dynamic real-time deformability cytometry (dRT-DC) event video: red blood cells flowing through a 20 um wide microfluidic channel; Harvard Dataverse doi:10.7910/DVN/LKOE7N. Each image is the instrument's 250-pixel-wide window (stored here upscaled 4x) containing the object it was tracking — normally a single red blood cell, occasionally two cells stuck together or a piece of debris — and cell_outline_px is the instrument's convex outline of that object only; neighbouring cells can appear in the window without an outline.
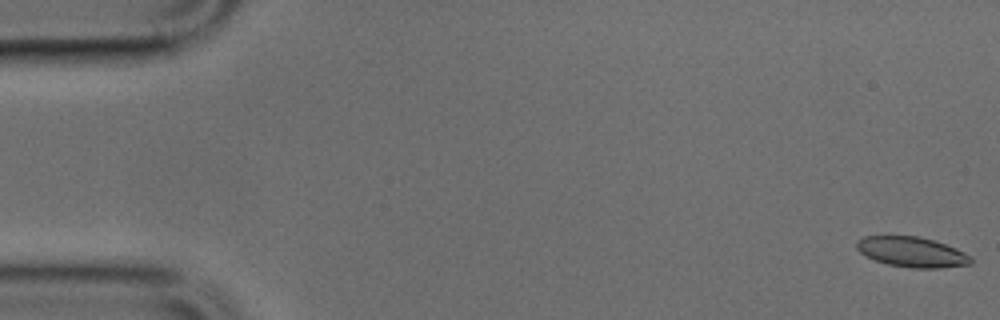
{"species": "common noctule bat (a hibernating species)", "species_latin": "Nyctalus noctula", "temperature_condition": "cold", "stored_images_in_passage": 49, "camera_frame_rate_fps": 3000, "um_per_image_px": 0.085, "animal": {"sex": "male", "body_mass_g": 17.9, "forearm_length_mm": 54.2}, "frame": {"image": 1, "passage_image": 1, "time_ms": 0.0, "image_size_px": [1000, 320], "cell_outline_px": [[972, 264], [936, 268], [912, 268], [888, 264], [864, 256], [856, 248], [856, 240], [864, 236], [920, 236], [956, 248], [972, 256]], "centroid_in_image_um": [77.5, 21.41], "position_along_channel_um": 7.5, "area_um2": 20.11}}
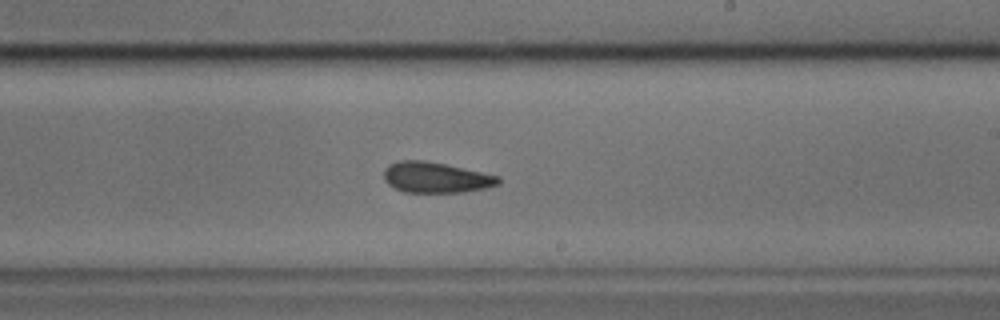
{"frame": {"image": 2, "passage_image": 29, "time_ms": 9.333, "image_size_px": [1000, 320], "cell_outline_px": [[500, 184], [484, 188], [464, 192], [404, 192], [388, 184], [384, 180], [384, 168], [388, 164], [400, 160], [424, 160], [444, 164], [500, 176]], "centroid_in_image_um": [37.02, 15.08], "position_along_channel_um": 252.0, "area_um2": 20.4}}
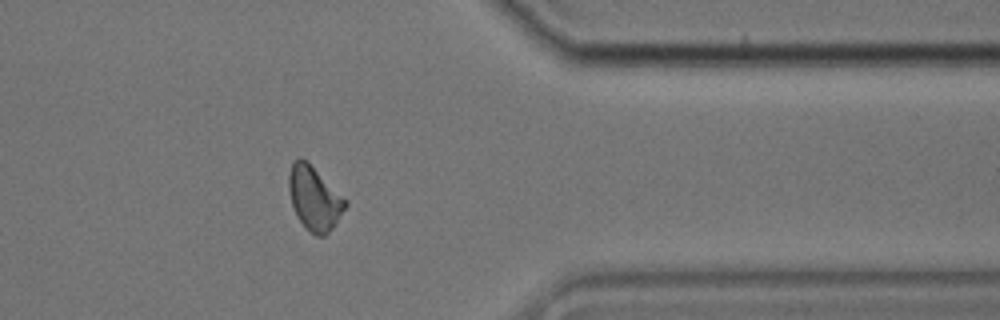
{"frame": {"image": 3, "passage_image": 40, "time_ms": 13.0, "image_size_px": [1000, 320], "cell_outline_px": [[348, 204], [332, 228], [324, 236], [316, 236], [296, 216], [292, 204], [288, 188], [288, 172], [292, 160], [300, 156], [308, 160], [348, 200]], "centroid_in_image_um": [26.71, 16.77], "position_along_channel_um": 384.7, "area_um2": 21.33}}